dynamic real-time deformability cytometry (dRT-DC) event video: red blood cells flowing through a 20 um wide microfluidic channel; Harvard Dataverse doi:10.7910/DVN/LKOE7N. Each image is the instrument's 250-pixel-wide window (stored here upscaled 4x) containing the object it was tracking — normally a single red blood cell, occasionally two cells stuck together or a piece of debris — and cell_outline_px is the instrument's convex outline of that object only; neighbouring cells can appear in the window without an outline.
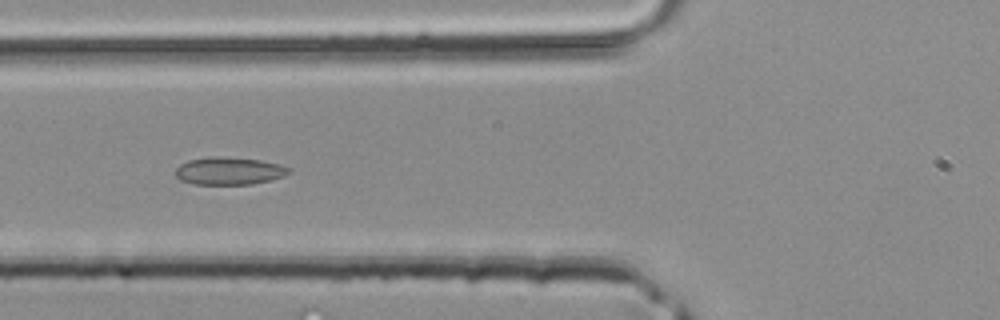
{"species": "common noctule bat (a hibernating species)", "species_latin": "Nyctalus noctula", "temperature_condition": "room temperature", "stored_images_in_passage": 43, "camera_frame_rate_fps": 3000, "um_per_image_px": 0.085, "animal": {"sex": "male", "body_mass_g": 20.4}, "frame": {"image": 1, "passage_image": 16, "time_ms": 5.0, "image_size_px": [1000, 320], "cell_outline_px": [[292, 172], [284, 176], [252, 184], [196, 184], [180, 180], [176, 176], [176, 168], [180, 164], [188, 160], [212, 156], [220, 156], [260, 160], [280, 164], [292, 168]], "centroid_in_image_um": [19.5, 14.52], "position_along_channel_um": 106.3, "area_um2": 18.26}}
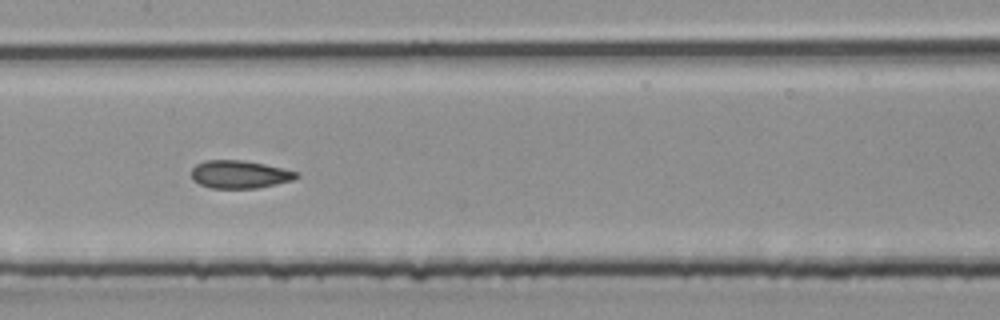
{"frame": {"image": 2, "passage_image": 21, "time_ms": 6.667, "image_size_px": [1000, 320], "cell_outline_px": [[300, 176], [292, 180], [256, 188], [212, 188], [200, 184], [192, 180], [192, 168], [196, 164], [204, 160], [244, 160], [264, 164], [296, 172]], "centroid_in_image_um": [20.32, 14.81], "position_along_channel_um": 187.1, "area_um2": 16.88}}
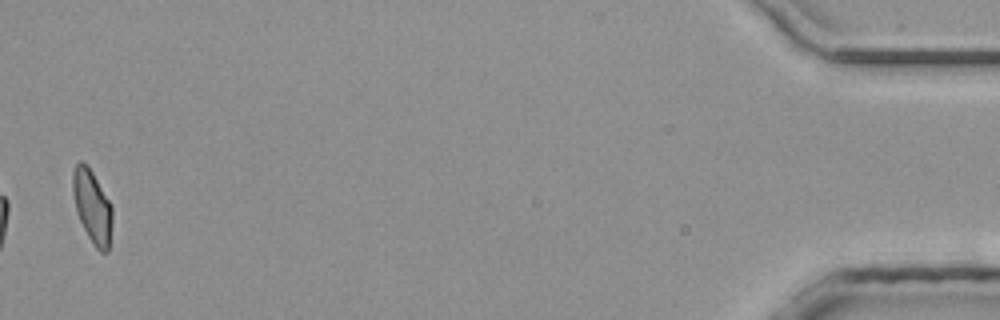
{"frame": {"image": 3, "passage_image": 42, "time_ms": 13.667, "image_size_px": [1000, 320], "cell_outline_px": [[112, 224], [108, 252], [100, 252], [96, 248], [88, 236], [76, 212], [72, 192], [72, 172], [76, 164], [80, 160], [92, 172], [112, 204]], "centroid_in_image_um": [7.84, 17.57], "position_along_channel_um": 427.4, "area_um2": 16.82}}